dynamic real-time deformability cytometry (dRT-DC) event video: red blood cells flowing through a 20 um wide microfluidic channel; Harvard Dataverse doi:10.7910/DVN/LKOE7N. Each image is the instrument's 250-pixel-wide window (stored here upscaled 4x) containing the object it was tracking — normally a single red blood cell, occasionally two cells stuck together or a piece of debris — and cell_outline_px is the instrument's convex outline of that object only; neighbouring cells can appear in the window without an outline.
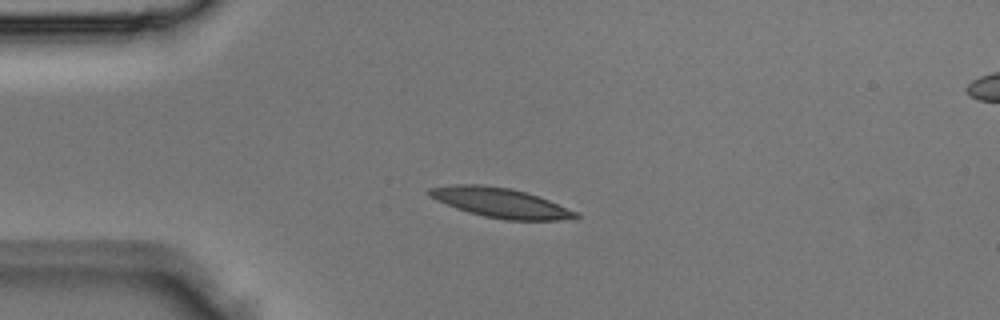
{"species": "Egyptian fruit bat (a non-hibernating species)", "species_latin": "Rousettus aegyptiacus", "temperature_condition": "room temperature", "stored_images_in_passage": 2, "camera_frame_rate_fps": 3000, "um_per_image_px": 0.085, "animal": {"sex": "male"}, "frame": {"image": 1, "passage_image": 1, "time_ms": 0.0, "image_size_px": [1000, 320], "cell_outline_px": [[580, 216], [560, 220], [508, 220], [484, 216], [468, 212], [456, 208], [436, 200], [428, 196], [428, 188], [452, 184], [480, 184], [508, 188], [524, 192], [548, 200], [576, 212]], "centroid_in_image_um": [42.46, 17.23], "position_along_channel_um": 42.5, "area_um2": 24.91}}